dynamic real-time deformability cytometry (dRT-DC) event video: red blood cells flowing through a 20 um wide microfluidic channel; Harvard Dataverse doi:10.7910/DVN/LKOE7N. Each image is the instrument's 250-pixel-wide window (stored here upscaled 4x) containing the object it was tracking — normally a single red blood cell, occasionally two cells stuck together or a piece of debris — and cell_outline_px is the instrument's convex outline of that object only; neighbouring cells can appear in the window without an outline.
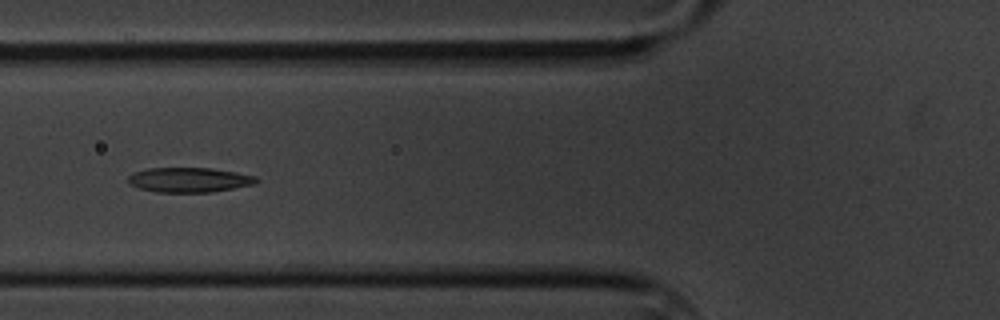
{"species": "common noctule bat (a hibernating species)", "species_latin": "Nyctalus noctula", "temperature_condition": "cold", "stored_images_in_passage": 13, "camera_frame_rate_fps": 3000, "um_per_image_px": 0.085, "animal": {"sex": "male", "body_mass_g": 20.1, "forearm_length_mm": 53.5}, "frame": {"image": 1, "passage_image": 3, "time_ms": 2.333, "image_size_px": [1000, 320], "cell_outline_px": [[260, 180], [256, 184], [212, 192], [156, 192], [140, 188], [128, 184], [128, 176], [132, 172], [148, 168], [212, 168], [236, 172], [256, 176]], "centroid_in_image_um": [16.09, 15.28], "position_along_channel_um": 109.7, "area_um2": 18.67}}
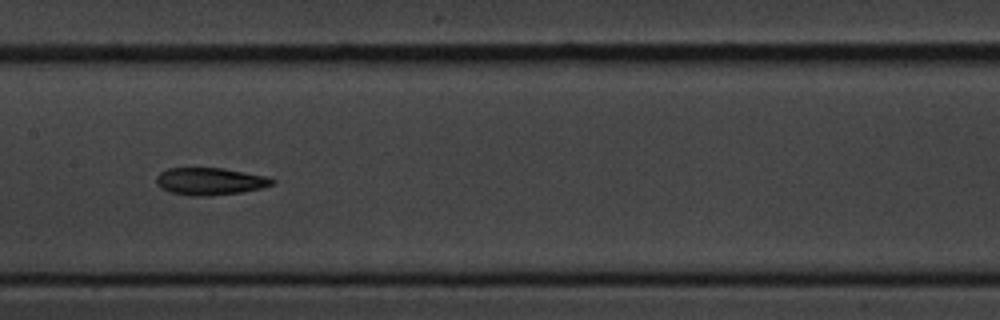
{"frame": {"image": 2, "passage_image": 5, "time_ms": 4.667, "image_size_px": [1000, 320], "cell_outline_px": [[276, 180], [272, 184], [264, 188], [240, 192], [208, 196], [192, 196], [172, 192], [160, 188], [156, 184], [156, 176], [160, 172], [168, 168], [224, 168], [264, 176]], "centroid_in_image_um": [17.82, 15.41], "position_along_channel_um": 189.6, "area_um2": 18.38}}
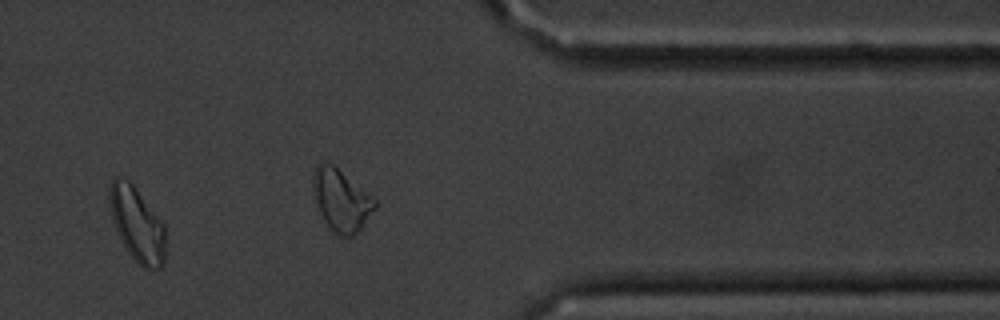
{"frame": {"image": 3, "passage_image": 10, "time_ms": 10.667, "image_size_px": [1000, 320], "cell_outline_px": [[164, 264], [160, 268], [144, 268], [128, 252], [112, 220], [108, 200], [108, 196], [112, 180], [116, 176], [120, 176], [128, 180], [132, 184], [164, 224]], "centroid_in_image_um": [11.63, 19.04], "position_along_channel_um": 399.8, "area_um2": 23.7}}